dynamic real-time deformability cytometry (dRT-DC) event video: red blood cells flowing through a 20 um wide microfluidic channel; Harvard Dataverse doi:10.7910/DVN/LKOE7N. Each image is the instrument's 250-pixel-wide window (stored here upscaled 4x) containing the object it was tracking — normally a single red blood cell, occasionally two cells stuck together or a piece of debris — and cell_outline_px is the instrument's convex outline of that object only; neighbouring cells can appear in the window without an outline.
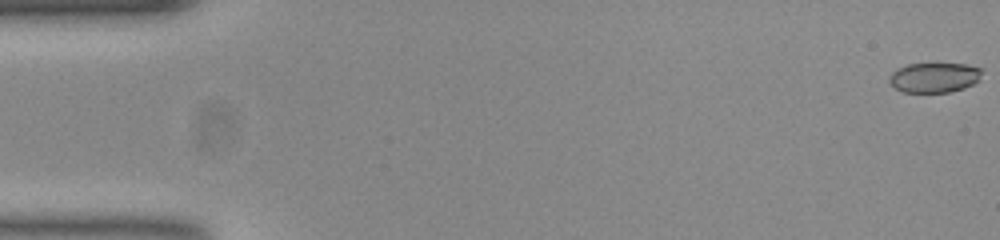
{"species": "common noctule bat (a hibernating species)", "species_latin": "Nyctalus noctula", "temperature_condition": "room temperature", "stored_images_in_passage": 55, "camera_frame_rate_fps": 3000, "um_per_image_px": 0.085, "animal": {"sex": "female", "body_mass_g": 23.0, "forearm_length_mm": 53.4}, "frame": {"image": 1, "passage_image": 1, "time_ms": 0.0, "image_size_px": [1000, 240], "cell_outline_px": [[980, 72], [976, 80], [972, 84], [964, 88], [948, 92], [904, 92], [896, 88], [888, 80], [888, 76], [896, 68], [908, 64], [964, 64], [980, 68]], "centroid_in_image_um": [79.34, 6.59], "position_along_channel_um": 5.7, "area_um2": 15.84}}
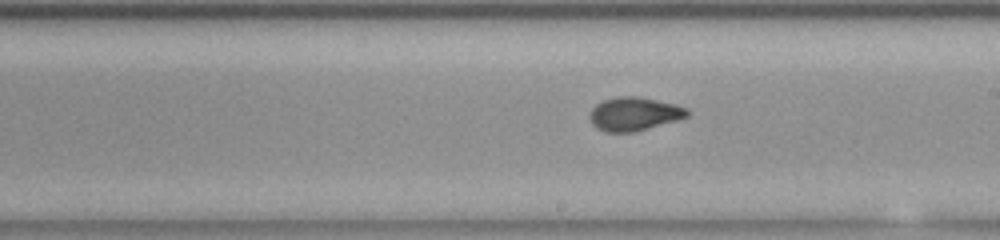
{"frame": {"image": 2, "passage_image": 31, "time_ms": 10.0, "image_size_px": [1000, 240], "cell_outline_px": [[688, 116], [676, 120], [648, 128], [632, 132], [608, 132], [596, 128], [592, 124], [588, 116], [592, 108], [596, 104], [604, 100], [616, 96], [640, 96], [676, 104], [688, 108]], "centroid_in_image_um": [53.88, 9.67], "position_along_channel_um": 235.1, "area_um2": 19.07}}
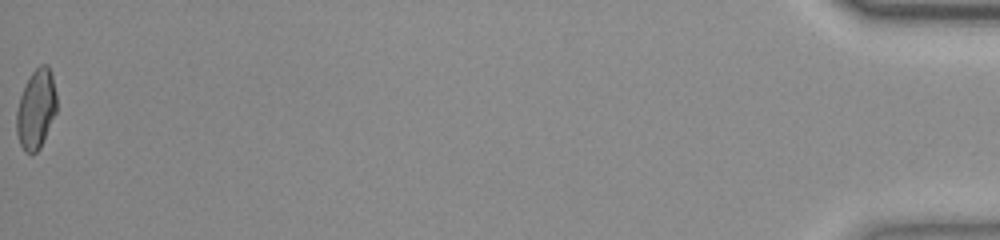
{"frame": {"image": 3, "passage_image": 55, "time_ms": 18.0, "image_size_px": [1000, 240], "cell_outline_px": [[56, 112], [40, 148], [32, 156], [24, 152], [20, 144], [16, 132], [16, 112], [20, 96], [32, 72], [40, 64], [48, 64], [52, 76], [56, 92]], "centroid_in_image_um": [3.06, 9.31], "position_along_channel_um": 432.1, "area_um2": 18.61}, "authors_computed_cell_mechanics": {"area_um2": 18.496, "velocity_mm_per_s": 3.7849, "shape_relaxation_time_tau1_ms": 8.2447, "shape_relaxation_time_tau2_ms": 1.024, "deformation_change_tau1": 0.2228, "deformation_change_tau2": 0.062}}